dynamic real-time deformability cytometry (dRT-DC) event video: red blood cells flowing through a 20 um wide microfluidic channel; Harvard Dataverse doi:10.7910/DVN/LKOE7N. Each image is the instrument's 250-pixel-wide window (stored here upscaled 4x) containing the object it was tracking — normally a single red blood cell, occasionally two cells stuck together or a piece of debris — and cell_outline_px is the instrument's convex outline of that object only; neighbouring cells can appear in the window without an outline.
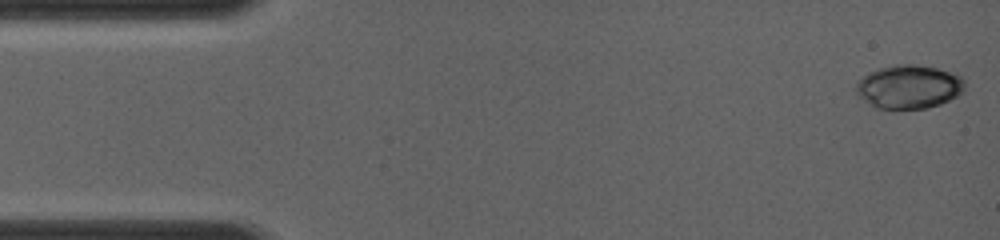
{"species": "common noctule bat (a hibernating species)", "species_latin": "Nyctalus noctula", "temperature_condition": "room temperature", "stored_images_in_passage": 16, "camera_frame_rate_fps": 4000, "um_per_image_px": 0.085, "animal": {"sex": "female", "body_mass_g": 19.0, "forearm_length_mm": 56.7}, "frame": {"image": 1, "passage_image": 1, "time_ms": 0.0, "image_size_px": [1000, 240], "cell_outline_px": [[964, 92], [940, 104], [928, 108], [876, 108], [868, 104], [856, 92], [856, 84], [868, 72], [880, 68], [896, 64], [916, 64], [936, 68], [960, 76], [964, 80]], "centroid_in_image_um": [77.25, 7.37], "position_along_channel_um": 7.8, "area_um2": 27.4}}
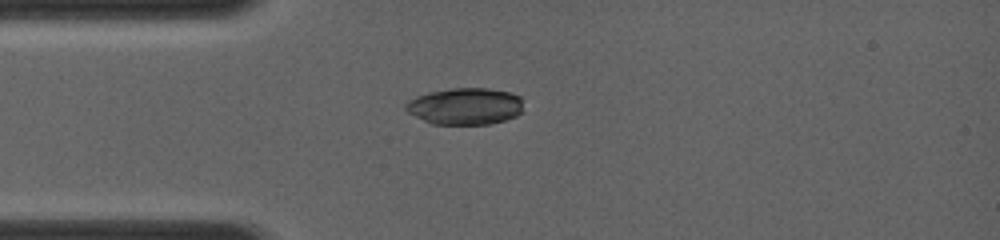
{"frame": {"image": 2, "passage_image": 13, "time_ms": 3.25, "image_size_px": [1000, 240], "cell_outline_px": [[520, 112], [516, 116], [504, 120], [488, 124], [432, 124], [408, 112], [404, 108], [404, 104], [408, 100], [416, 96], [432, 92], [452, 88], [488, 88], [512, 92], [520, 96]], "centroid_in_image_um": [39.52, 9.02], "position_along_channel_um": 45.5, "area_um2": 25.03}}